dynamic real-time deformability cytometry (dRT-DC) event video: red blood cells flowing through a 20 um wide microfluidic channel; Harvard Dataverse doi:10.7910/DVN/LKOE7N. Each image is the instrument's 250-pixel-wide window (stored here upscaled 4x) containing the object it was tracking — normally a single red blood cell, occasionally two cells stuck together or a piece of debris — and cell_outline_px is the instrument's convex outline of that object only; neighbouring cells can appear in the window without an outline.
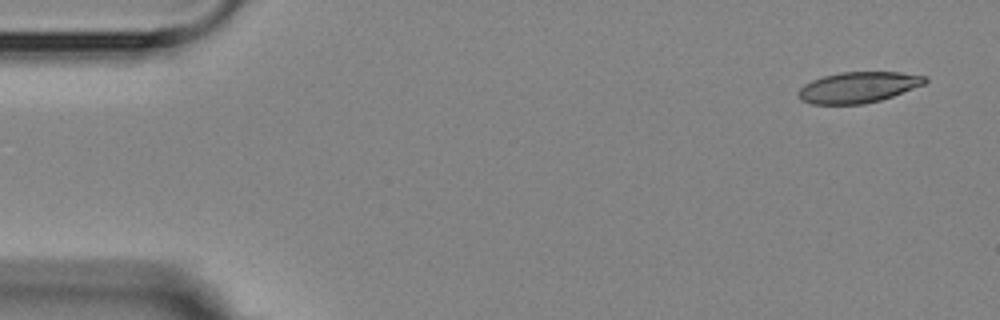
{"species": "Egyptian fruit bat (a non-hibernating species)", "species_latin": "Rousettus aegyptiacus", "temperature_condition": "room temperature", "stored_images_in_passage": 6, "camera_frame_rate_fps": 3000, "um_per_image_px": 0.085, "animal": {"sex": "female"}, "frame": {"image": 1, "passage_image": 1, "time_ms": 0.0, "image_size_px": [1000, 320], "cell_outline_px": [[928, 80], [924, 84], [892, 96], [880, 100], [864, 104], [808, 104], [800, 100], [796, 92], [804, 84], [812, 80], [824, 76], [840, 72], [900, 72], [928, 76]], "centroid_in_image_um": [72.92, 7.42], "position_along_channel_um": 12.1, "area_um2": 22.89}}
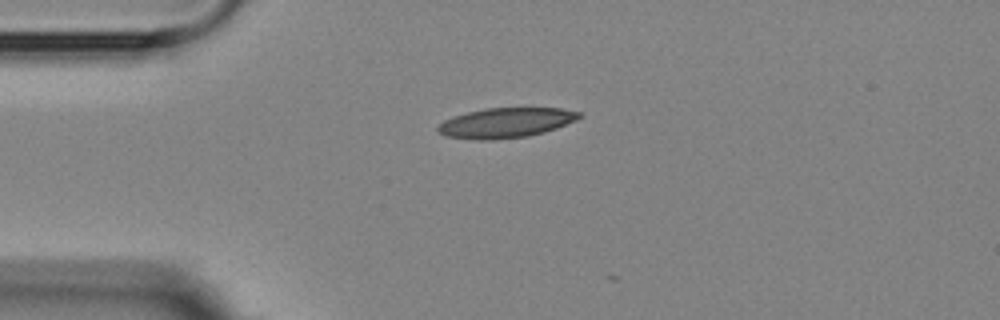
{"frame": {"image": 2, "passage_image": 4, "time_ms": 3.333, "image_size_px": [1000, 320], "cell_outline_px": [[580, 116], [576, 120], [556, 128], [544, 132], [528, 136], [492, 140], [476, 140], [444, 136], [436, 132], [436, 128], [444, 120], [452, 116], [484, 108], [560, 108], [580, 112]], "centroid_in_image_um": [42.93, 10.44], "position_along_channel_um": 42.1, "area_um2": 24.74}}
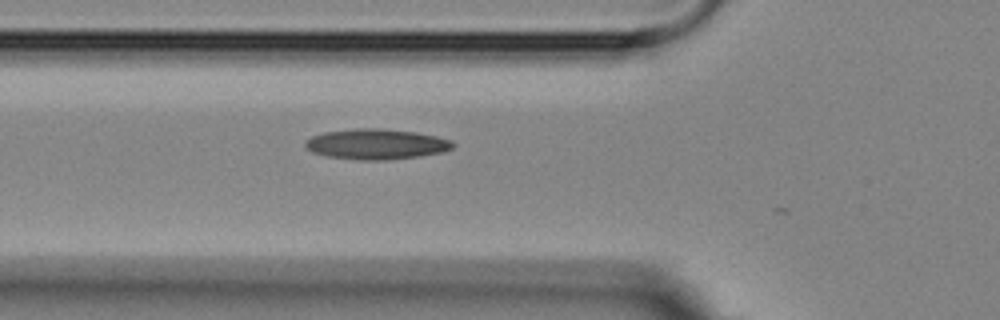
{"frame": {"image": 3, "passage_image": 6, "time_ms": 5.333, "image_size_px": [1000, 320], "cell_outline_px": [[456, 144], [452, 148], [440, 152], [420, 156], [388, 160], [356, 160], [324, 156], [312, 152], [304, 148], [304, 140], [312, 136], [324, 132], [356, 128], [380, 128], [416, 132], [436, 136], [452, 140]], "centroid_in_image_um": [31.94, 12.25], "position_along_channel_um": 93.9, "area_um2": 26.47}}